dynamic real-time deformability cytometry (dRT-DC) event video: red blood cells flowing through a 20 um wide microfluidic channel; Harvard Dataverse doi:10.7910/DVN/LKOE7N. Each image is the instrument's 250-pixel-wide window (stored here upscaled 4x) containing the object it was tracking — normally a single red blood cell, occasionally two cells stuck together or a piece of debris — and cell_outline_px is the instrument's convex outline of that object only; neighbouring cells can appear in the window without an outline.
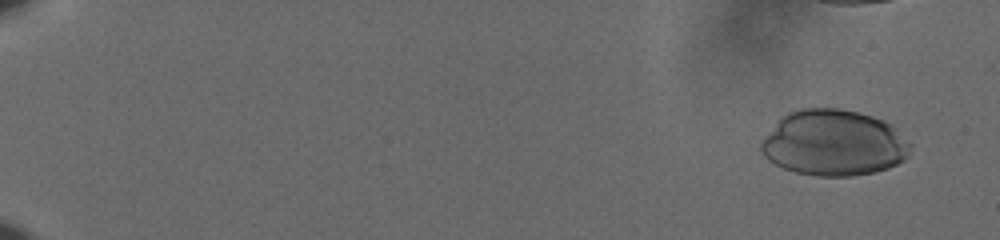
{"species": "human", "species_latin": "Homo sapiens", "temperature_condition": "cold", "stored_images_in_passage": 52, "camera_frame_rate_fps": 3000, "um_per_image_px": 0.085, "donor": {"sex": "male"}, "frame": {"image": 1, "passage_image": 5, "time_ms": 1.333, "image_size_px": [1000, 240], "cell_outline_px": [[912, 144], [908, 156], [904, 160], [888, 168], [876, 172], [852, 176], [816, 176], [796, 172], [784, 168], [768, 160], [760, 152], [760, 140], [780, 116], [788, 112], [800, 108], [840, 108], [872, 116], [884, 120], [892, 124]], "centroid_in_image_um": [70.85, 12.14], "position_along_channel_um": 14.1, "area_um2": 58.03}}